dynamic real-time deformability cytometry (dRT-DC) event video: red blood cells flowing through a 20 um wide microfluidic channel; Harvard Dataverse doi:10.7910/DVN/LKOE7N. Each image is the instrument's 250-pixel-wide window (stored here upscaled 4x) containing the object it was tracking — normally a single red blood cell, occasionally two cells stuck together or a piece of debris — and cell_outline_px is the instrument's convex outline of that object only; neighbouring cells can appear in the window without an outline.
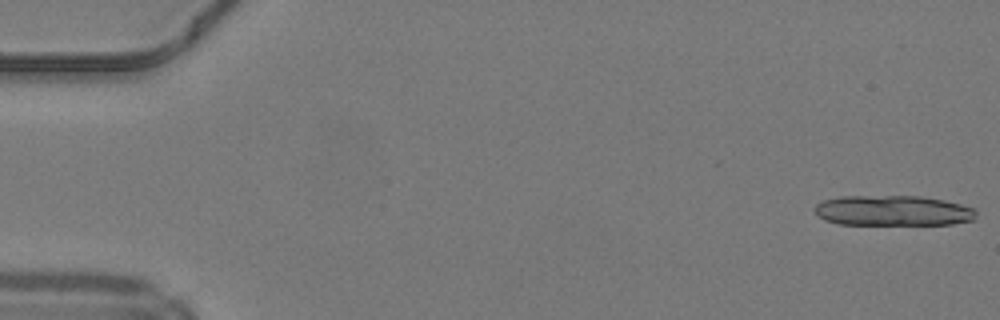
{"species": "common noctule bat (a hibernating species)", "species_latin": "Nyctalus noctula", "temperature_condition": "warm", "stored_images_in_passage": 13, "camera_frame_rate_fps": 3000, "um_per_image_px": 0.085, "animal": {"sex": "male", "body_mass_g": 19.2, "forearm_length_mm": 51.8}, "frame": {"image": 1, "passage_image": 1, "time_ms": 0.0, "image_size_px": [1000, 320], "cell_outline_px": [[976, 216], [972, 220], [952, 224], [840, 224], [824, 220], [812, 208], [816, 204], [824, 200], [840, 196], [920, 196], [944, 200], [976, 208]], "centroid_in_image_um": [75.9, 17.9], "position_along_channel_um": 9.1, "area_um2": 28.55}}